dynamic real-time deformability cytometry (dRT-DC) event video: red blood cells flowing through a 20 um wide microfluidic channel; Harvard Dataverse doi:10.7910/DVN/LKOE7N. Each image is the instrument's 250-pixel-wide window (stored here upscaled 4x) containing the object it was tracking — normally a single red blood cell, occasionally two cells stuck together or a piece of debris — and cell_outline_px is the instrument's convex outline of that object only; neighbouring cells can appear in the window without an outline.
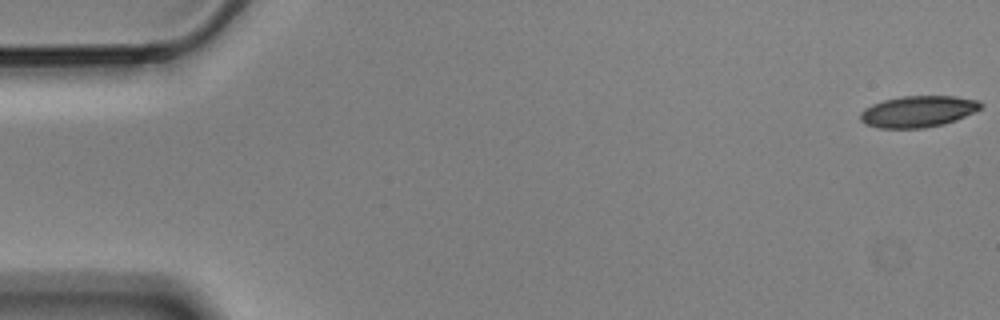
{"species": "Egyptian fruit bat (a non-hibernating species)", "species_latin": "Rousettus aegyptiacus", "temperature_condition": "cold", "stored_images_in_passage": 57, "camera_frame_rate_fps": 3000, "um_per_image_px": 0.085, "animal": {"sex": "male"}, "frame": {"image": 1, "passage_image": 1, "time_ms": 0.0, "image_size_px": [1000, 320], "cell_outline_px": [[984, 104], [976, 112], [956, 120], [944, 124], [924, 128], [880, 128], [864, 124], [860, 120], [860, 112], [864, 108], [872, 104], [884, 100], [904, 96], [956, 96], [976, 100]], "centroid_in_image_um": [78.03, 9.48], "position_along_channel_um": 7.0, "area_um2": 22.14}}
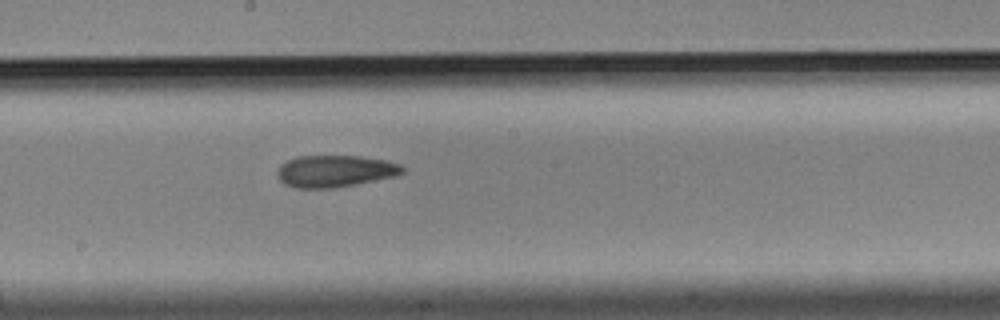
{"frame": {"image": 2, "passage_image": 31, "time_ms": 10.0, "image_size_px": [1000, 320], "cell_outline_px": [[404, 172], [396, 176], [336, 188], [296, 188], [284, 184], [276, 176], [276, 172], [280, 164], [296, 156], [360, 156], [384, 160], [400, 164], [404, 168]], "centroid_in_image_um": [28.44, 14.55], "position_along_channel_um": 219.8, "area_um2": 23.41}}
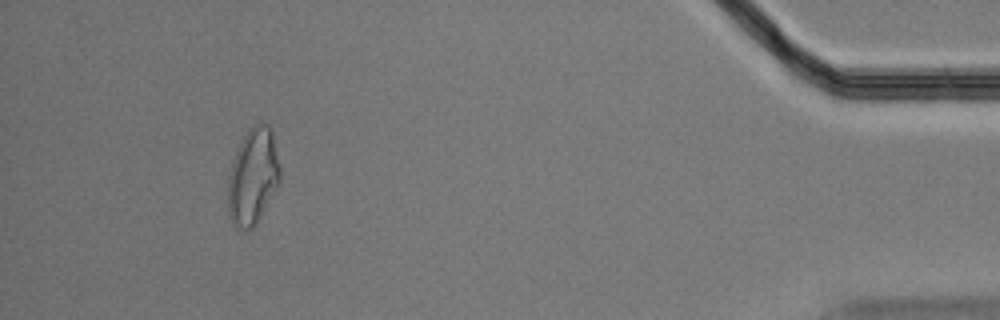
{"frame": {"image": 3, "passage_image": 53, "time_ms": 17.333, "image_size_px": [1000, 320], "cell_outline_px": [[280, 180], [256, 224], [252, 228], [236, 228], [232, 224], [228, 216], [228, 176], [232, 160], [244, 136], [252, 124], [268, 124], [272, 128], [280, 168]], "centroid_in_image_um": [21.48, 14.99], "position_along_channel_um": 413.7, "area_um2": 29.07}, "authors_computed_cell_mechanics": {"area_um2": 23.5824, "velocity_mm_per_s": 3.5147, "shape_relaxation_time_tau1_ms": 8.5174, "shape_relaxation_time_tau2_ms": 3.6275, "deformation_change_tau1": 0.1803, "deformation_change_tau2": 0.1113}}